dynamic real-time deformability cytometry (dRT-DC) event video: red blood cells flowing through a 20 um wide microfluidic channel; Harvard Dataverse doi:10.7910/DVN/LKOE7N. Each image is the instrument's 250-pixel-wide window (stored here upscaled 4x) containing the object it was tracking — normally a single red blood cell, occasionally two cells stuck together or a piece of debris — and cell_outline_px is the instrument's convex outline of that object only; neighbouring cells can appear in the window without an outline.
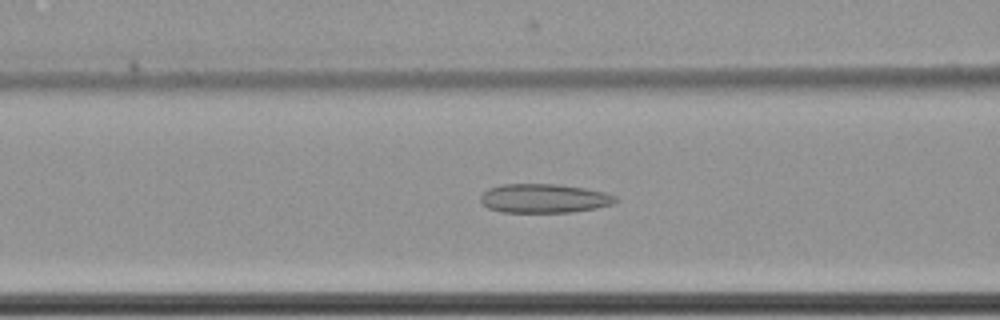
{"species": "common noctule bat (a hibernating species)", "species_latin": "Nyctalus noctula", "temperature_condition": "cold", "stored_images_in_passage": 60, "camera_frame_rate_fps": 3000, "um_per_image_px": 0.085, "animal": {"sex": "female", "body_mass_g": 22.7, "forearm_length_mm": 54.2}, "frame": {"image": 1, "passage_image": 27, "time_ms": 8.667, "image_size_px": [1000, 320], "cell_outline_px": [[620, 200], [612, 204], [596, 208], [572, 212], [500, 212], [488, 208], [480, 200], [480, 196], [488, 188], [504, 184], [560, 184], [584, 188], [604, 192], [616, 196]], "centroid_in_image_um": [46.26, 16.86], "position_along_channel_um": 120.3, "area_um2": 22.89}}
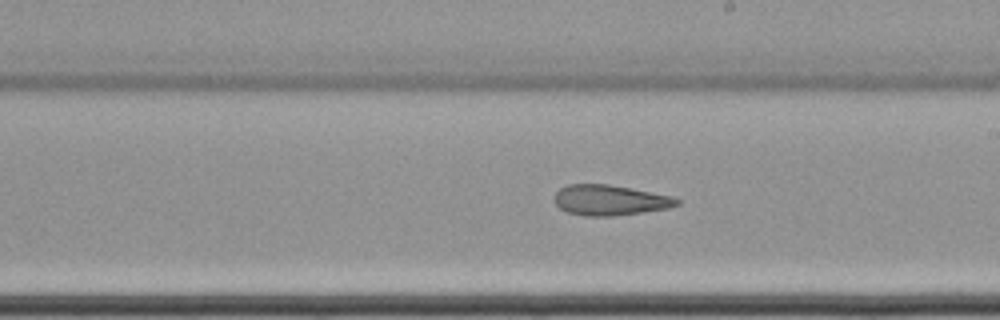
{"frame": {"image": 2, "passage_image": 37, "time_ms": 12.0, "image_size_px": [1000, 320], "cell_outline_px": [[680, 204], [668, 208], [612, 216], [584, 216], [568, 212], [560, 208], [552, 200], [552, 196], [560, 188], [568, 184], [608, 184], [672, 196], [680, 200]], "centroid_in_image_um": [51.79, 17.01], "position_along_channel_um": 237.2, "area_um2": 21.68}}
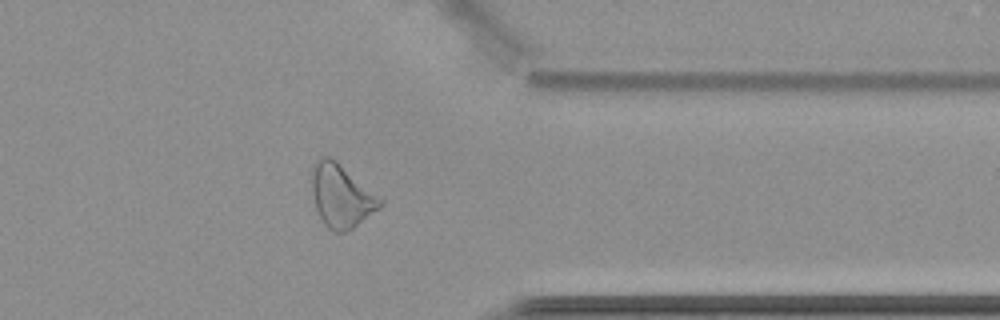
{"frame": {"image": 3, "passage_image": 50, "time_ms": 16.333, "image_size_px": [1000, 320], "cell_outline_px": [[384, 204], [380, 208], [352, 228], [344, 232], [332, 232], [324, 224], [316, 208], [308, 180], [312, 164], [320, 156], [328, 156], [336, 160], [384, 200]], "centroid_in_image_um": [28.96, 16.61], "position_along_channel_um": 382.4, "area_um2": 25.55}, "authors_computed_cell_mechanics": {"area_um2": 26.1834, "velocity_mm_per_s": 3.5067, "shape_relaxation_time_tau1_ms": null, "shape_relaxation_time_tau2_ms": 5.9642, "deformation_change_tau1": null, "deformation_change_tau2": 0.1369}}